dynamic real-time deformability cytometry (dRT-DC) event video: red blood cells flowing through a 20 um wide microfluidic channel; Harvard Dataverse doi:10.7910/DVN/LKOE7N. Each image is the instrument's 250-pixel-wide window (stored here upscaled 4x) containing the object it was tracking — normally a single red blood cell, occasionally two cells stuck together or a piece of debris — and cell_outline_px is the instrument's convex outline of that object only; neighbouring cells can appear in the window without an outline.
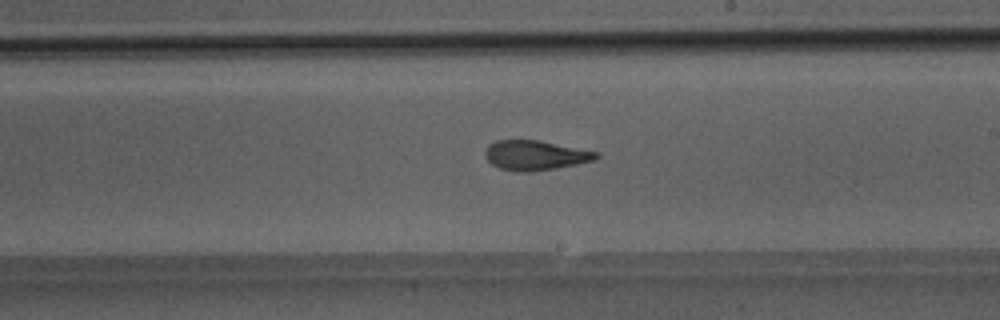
{"species": "Egyptian fruit bat (a non-hibernating species)", "species_latin": "Rousettus aegyptiacus", "temperature_condition": "room temperature", "stored_images_in_passage": 49, "camera_frame_rate_fps": 3000, "um_per_image_px": 0.085, "animal": {"sex": "male"}, "frame": {"image": 1, "passage_image": 28, "time_ms": 9.0, "image_size_px": [1000, 320], "cell_outline_px": [[600, 156], [596, 160], [556, 168], [532, 172], [520, 172], [500, 168], [492, 164], [484, 156], [484, 152], [488, 144], [496, 140], [540, 140], [600, 152]], "centroid_in_image_um": [45.52, 13.19], "position_along_channel_um": 243.5, "area_um2": 19.48}}
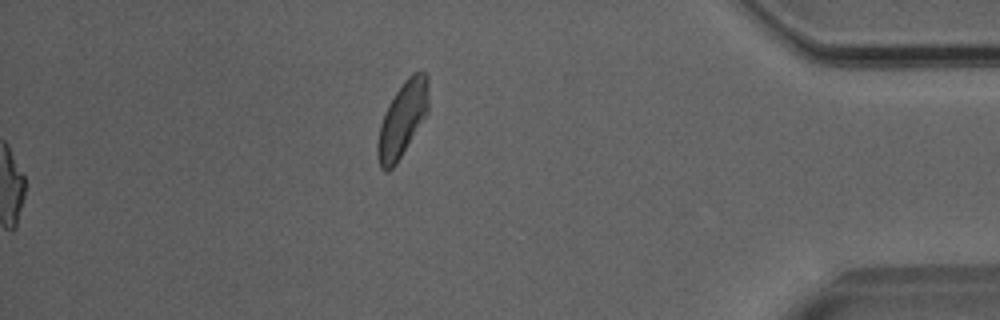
{"frame": {"image": 2, "passage_image": 49, "time_ms": 16.0, "image_size_px": [1000, 320], "cell_outline_px": [[428, 112], [396, 164], [388, 172], [384, 172], [380, 168], [376, 156], [376, 144], [380, 124], [388, 104], [404, 80], [412, 72], [428, 72]], "centroid_in_image_um": [34.18, 10.16], "position_along_channel_um": 401.0, "area_um2": 22.37}}